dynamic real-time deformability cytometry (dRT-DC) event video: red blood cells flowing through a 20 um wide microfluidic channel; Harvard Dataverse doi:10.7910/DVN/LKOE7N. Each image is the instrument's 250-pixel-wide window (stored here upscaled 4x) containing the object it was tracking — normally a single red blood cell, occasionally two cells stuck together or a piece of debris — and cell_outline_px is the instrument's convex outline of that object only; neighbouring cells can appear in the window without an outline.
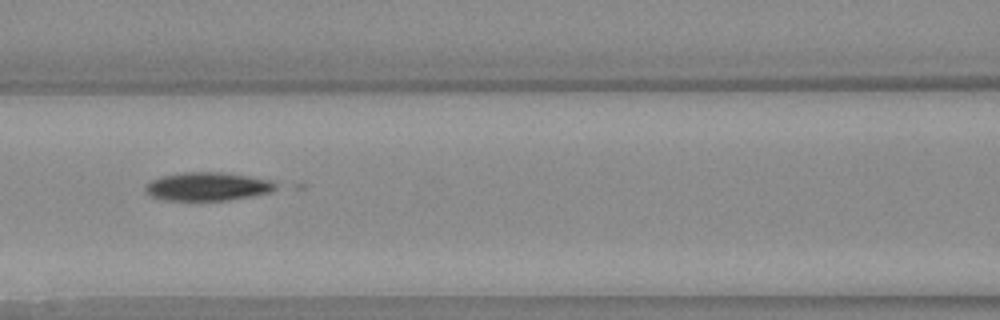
{"species": "Egyptian fruit bat (a non-hibernating species)", "species_latin": "Rousettus aegyptiacus", "temperature_condition": "warm", "stored_images_in_passage": 18, "camera_frame_rate_fps": 3000, "um_per_image_px": 0.085, "animal": {"sex": "female"}, "frame": {"image": 1, "passage_image": 13, "time_ms": 4.0, "image_size_px": [1000, 320], "cell_outline_px": [[280, 188], [272, 192], [232, 200], [164, 200], [152, 196], [144, 188], [152, 180], [164, 176], [184, 172], [224, 172], [248, 176], [268, 180], [276, 184]], "centroid_in_image_um": [17.71, 15.86], "position_along_channel_um": 148.9, "area_um2": 21.44}}